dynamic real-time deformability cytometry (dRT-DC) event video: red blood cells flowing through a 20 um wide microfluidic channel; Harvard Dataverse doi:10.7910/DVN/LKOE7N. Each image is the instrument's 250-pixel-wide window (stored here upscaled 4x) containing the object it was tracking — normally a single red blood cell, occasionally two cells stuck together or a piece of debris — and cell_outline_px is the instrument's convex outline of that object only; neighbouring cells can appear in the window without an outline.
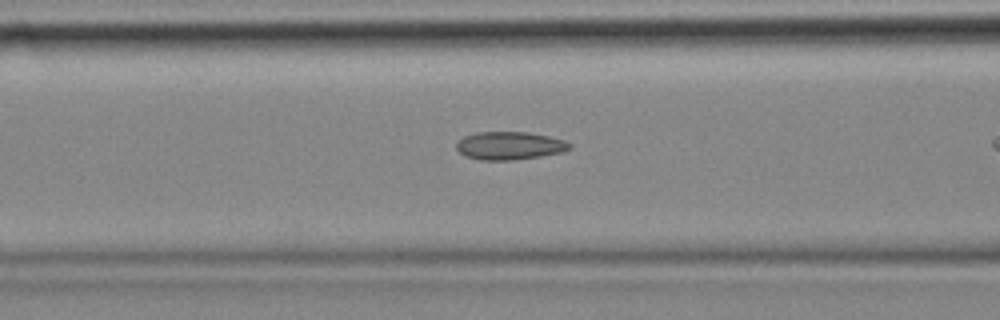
{"species": "common noctule bat (a hibernating species)", "species_latin": "Nyctalus noctula", "temperature_condition": "cold", "stored_images_in_passage": 17, "camera_frame_rate_fps": 3000, "um_per_image_px": 0.085, "animal": {"sex": "female", "body_mass_g": 18.4}, "frame": {"image": 1, "passage_image": 15, "time_ms": 4.667, "image_size_px": [1000, 320], "cell_outline_px": [[572, 148], [560, 152], [540, 156], [512, 160], [480, 160], [464, 156], [456, 148], [456, 144], [464, 136], [476, 132], [528, 132], [548, 136], [564, 140], [572, 144]], "centroid_in_image_um": [43.3, 12.38], "position_along_channel_um": 123.3, "area_um2": 18.44}}